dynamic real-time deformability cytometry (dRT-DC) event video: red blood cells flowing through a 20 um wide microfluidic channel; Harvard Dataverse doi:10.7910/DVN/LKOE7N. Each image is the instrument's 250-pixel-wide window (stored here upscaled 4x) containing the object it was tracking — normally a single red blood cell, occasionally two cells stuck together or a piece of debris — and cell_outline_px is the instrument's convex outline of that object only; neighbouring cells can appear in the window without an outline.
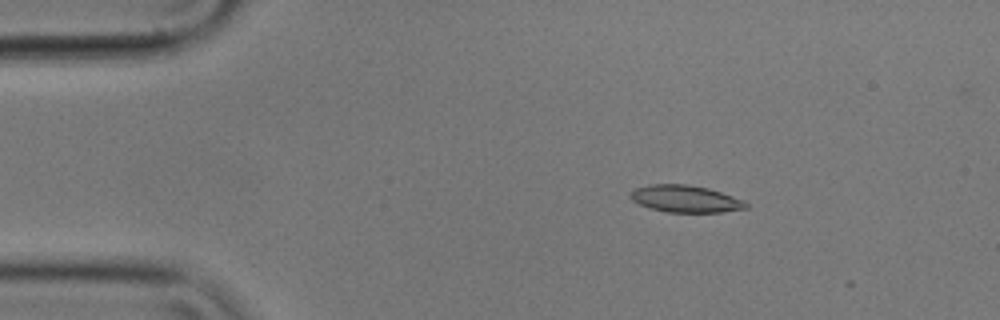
{"species": "common noctule bat (a hibernating species)", "species_latin": "Nyctalus noctula", "temperature_condition": "cold", "stored_images_in_passage": 8, "camera_frame_rate_fps": 3000, "um_per_image_px": 0.085, "animal": {"sex": "male", "body_mass_g": 17.9}, "frame": {"image": 1, "passage_image": 1, "time_ms": 0.0, "image_size_px": [1000, 320], "cell_outline_px": [[748, 208], [720, 212], [668, 212], [652, 208], [640, 204], [632, 200], [628, 196], [636, 188], [648, 184], [684, 184], [708, 188], [744, 200], [748, 204]], "centroid_in_image_um": [58.27, 16.9], "position_along_channel_um": 26.7, "area_um2": 18.03}}